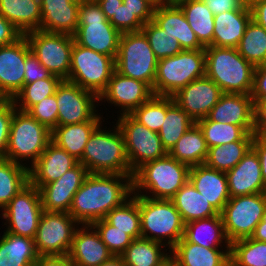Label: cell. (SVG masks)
Listing matches in <instances>:
<instances>
[{
  "label": "cell",
  "mask_w": 266,
  "mask_h": 266,
  "mask_svg": "<svg viewBox=\"0 0 266 266\" xmlns=\"http://www.w3.org/2000/svg\"><path fill=\"white\" fill-rule=\"evenodd\" d=\"M167 250L159 242L140 237L133 239L120 256L126 266H161L170 258V250Z\"/></svg>",
  "instance_id": "obj_35"
},
{
  "label": "cell",
  "mask_w": 266,
  "mask_h": 266,
  "mask_svg": "<svg viewBox=\"0 0 266 266\" xmlns=\"http://www.w3.org/2000/svg\"><path fill=\"white\" fill-rule=\"evenodd\" d=\"M214 15L222 12L241 10L246 7L244 0H202Z\"/></svg>",
  "instance_id": "obj_54"
},
{
  "label": "cell",
  "mask_w": 266,
  "mask_h": 266,
  "mask_svg": "<svg viewBox=\"0 0 266 266\" xmlns=\"http://www.w3.org/2000/svg\"><path fill=\"white\" fill-rule=\"evenodd\" d=\"M24 36L38 61L52 75L68 80L74 44L73 35L34 30Z\"/></svg>",
  "instance_id": "obj_11"
},
{
  "label": "cell",
  "mask_w": 266,
  "mask_h": 266,
  "mask_svg": "<svg viewBox=\"0 0 266 266\" xmlns=\"http://www.w3.org/2000/svg\"><path fill=\"white\" fill-rule=\"evenodd\" d=\"M61 81V78L51 74L48 78L24 84L23 88L12 99L16 109L27 112L33 105L55 94Z\"/></svg>",
  "instance_id": "obj_44"
},
{
  "label": "cell",
  "mask_w": 266,
  "mask_h": 266,
  "mask_svg": "<svg viewBox=\"0 0 266 266\" xmlns=\"http://www.w3.org/2000/svg\"><path fill=\"white\" fill-rule=\"evenodd\" d=\"M130 115L149 130L158 133L166 116V96L153 95Z\"/></svg>",
  "instance_id": "obj_47"
},
{
  "label": "cell",
  "mask_w": 266,
  "mask_h": 266,
  "mask_svg": "<svg viewBox=\"0 0 266 266\" xmlns=\"http://www.w3.org/2000/svg\"><path fill=\"white\" fill-rule=\"evenodd\" d=\"M31 53L23 35L15 43L0 46V98L13 99L24 86V66Z\"/></svg>",
  "instance_id": "obj_17"
},
{
  "label": "cell",
  "mask_w": 266,
  "mask_h": 266,
  "mask_svg": "<svg viewBox=\"0 0 266 266\" xmlns=\"http://www.w3.org/2000/svg\"><path fill=\"white\" fill-rule=\"evenodd\" d=\"M160 1L161 3H164V4H176L181 0H160Z\"/></svg>",
  "instance_id": "obj_66"
},
{
  "label": "cell",
  "mask_w": 266,
  "mask_h": 266,
  "mask_svg": "<svg viewBox=\"0 0 266 266\" xmlns=\"http://www.w3.org/2000/svg\"><path fill=\"white\" fill-rule=\"evenodd\" d=\"M34 266H74L68 255L39 256Z\"/></svg>",
  "instance_id": "obj_59"
},
{
  "label": "cell",
  "mask_w": 266,
  "mask_h": 266,
  "mask_svg": "<svg viewBox=\"0 0 266 266\" xmlns=\"http://www.w3.org/2000/svg\"><path fill=\"white\" fill-rule=\"evenodd\" d=\"M102 125L103 123L91 134L78 162L85 166L89 173L133 176L119 127L115 124L109 130L106 126L103 129Z\"/></svg>",
  "instance_id": "obj_3"
},
{
  "label": "cell",
  "mask_w": 266,
  "mask_h": 266,
  "mask_svg": "<svg viewBox=\"0 0 266 266\" xmlns=\"http://www.w3.org/2000/svg\"><path fill=\"white\" fill-rule=\"evenodd\" d=\"M250 96L252 99L266 97V64L255 67L253 87Z\"/></svg>",
  "instance_id": "obj_56"
},
{
  "label": "cell",
  "mask_w": 266,
  "mask_h": 266,
  "mask_svg": "<svg viewBox=\"0 0 266 266\" xmlns=\"http://www.w3.org/2000/svg\"><path fill=\"white\" fill-rule=\"evenodd\" d=\"M252 148L258 154L261 164L262 179L266 187V140L261 135H254Z\"/></svg>",
  "instance_id": "obj_58"
},
{
  "label": "cell",
  "mask_w": 266,
  "mask_h": 266,
  "mask_svg": "<svg viewBox=\"0 0 266 266\" xmlns=\"http://www.w3.org/2000/svg\"><path fill=\"white\" fill-rule=\"evenodd\" d=\"M252 20L266 30V1L254 4L251 8Z\"/></svg>",
  "instance_id": "obj_60"
},
{
  "label": "cell",
  "mask_w": 266,
  "mask_h": 266,
  "mask_svg": "<svg viewBox=\"0 0 266 266\" xmlns=\"http://www.w3.org/2000/svg\"><path fill=\"white\" fill-rule=\"evenodd\" d=\"M91 225L114 256H120L133 241L128 234L110 225L105 219L95 221Z\"/></svg>",
  "instance_id": "obj_48"
},
{
  "label": "cell",
  "mask_w": 266,
  "mask_h": 266,
  "mask_svg": "<svg viewBox=\"0 0 266 266\" xmlns=\"http://www.w3.org/2000/svg\"><path fill=\"white\" fill-rule=\"evenodd\" d=\"M176 5L183 11L189 26L204 46H213L214 14L202 0H181Z\"/></svg>",
  "instance_id": "obj_36"
},
{
  "label": "cell",
  "mask_w": 266,
  "mask_h": 266,
  "mask_svg": "<svg viewBox=\"0 0 266 266\" xmlns=\"http://www.w3.org/2000/svg\"><path fill=\"white\" fill-rule=\"evenodd\" d=\"M261 1H266V0H244L245 5L249 8H251L254 4L261 2Z\"/></svg>",
  "instance_id": "obj_64"
},
{
  "label": "cell",
  "mask_w": 266,
  "mask_h": 266,
  "mask_svg": "<svg viewBox=\"0 0 266 266\" xmlns=\"http://www.w3.org/2000/svg\"><path fill=\"white\" fill-rule=\"evenodd\" d=\"M38 258L34 239L6 231L0 236V266H34Z\"/></svg>",
  "instance_id": "obj_32"
},
{
  "label": "cell",
  "mask_w": 266,
  "mask_h": 266,
  "mask_svg": "<svg viewBox=\"0 0 266 266\" xmlns=\"http://www.w3.org/2000/svg\"><path fill=\"white\" fill-rule=\"evenodd\" d=\"M15 110L16 106L12 99L0 98V159L5 158L6 155L10 126Z\"/></svg>",
  "instance_id": "obj_50"
},
{
  "label": "cell",
  "mask_w": 266,
  "mask_h": 266,
  "mask_svg": "<svg viewBox=\"0 0 266 266\" xmlns=\"http://www.w3.org/2000/svg\"><path fill=\"white\" fill-rule=\"evenodd\" d=\"M161 266H177V265H176L175 261L170 257Z\"/></svg>",
  "instance_id": "obj_65"
},
{
  "label": "cell",
  "mask_w": 266,
  "mask_h": 266,
  "mask_svg": "<svg viewBox=\"0 0 266 266\" xmlns=\"http://www.w3.org/2000/svg\"><path fill=\"white\" fill-rule=\"evenodd\" d=\"M190 166L168 153L147 162L133 174V194L152 199L171 200L189 180Z\"/></svg>",
  "instance_id": "obj_2"
},
{
  "label": "cell",
  "mask_w": 266,
  "mask_h": 266,
  "mask_svg": "<svg viewBox=\"0 0 266 266\" xmlns=\"http://www.w3.org/2000/svg\"><path fill=\"white\" fill-rule=\"evenodd\" d=\"M71 2L77 3V4H81L84 3L85 0H70Z\"/></svg>",
  "instance_id": "obj_67"
},
{
  "label": "cell",
  "mask_w": 266,
  "mask_h": 266,
  "mask_svg": "<svg viewBox=\"0 0 266 266\" xmlns=\"http://www.w3.org/2000/svg\"><path fill=\"white\" fill-rule=\"evenodd\" d=\"M265 208L266 193L231 197L221 212L228 241L251 237Z\"/></svg>",
  "instance_id": "obj_12"
},
{
  "label": "cell",
  "mask_w": 266,
  "mask_h": 266,
  "mask_svg": "<svg viewBox=\"0 0 266 266\" xmlns=\"http://www.w3.org/2000/svg\"><path fill=\"white\" fill-rule=\"evenodd\" d=\"M230 266H266V242L251 237L233 241Z\"/></svg>",
  "instance_id": "obj_45"
},
{
  "label": "cell",
  "mask_w": 266,
  "mask_h": 266,
  "mask_svg": "<svg viewBox=\"0 0 266 266\" xmlns=\"http://www.w3.org/2000/svg\"><path fill=\"white\" fill-rule=\"evenodd\" d=\"M103 118V115L97 113L90 121L57 125L51 131V141L79 161L91 134L104 122Z\"/></svg>",
  "instance_id": "obj_29"
},
{
  "label": "cell",
  "mask_w": 266,
  "mask_h": 266,
  "mask_svg": "<svg viewBox=\"0 0 266 266\" xmlns=\"http://www.w3.org/2000/svg\"><path fill=\"white\" fill-rule=\"evenodd\" d=\"M39 30L73 35L78 27L79 5L70 0H40Z\"/></svg>",
  "instance_id": "obj_27"
},
{
  "label": "cell",
  "mask_w": 266,
  "mask_h": 266,
  "mask_svg": "<svg viewBox=\"0 0 266 266\" xmlns=\"http://www.w3.org/2000/svg\"><path fill=\"white\" fill-rule=\"evenodd\" d=\"M153 95V90L147 83L123 76L115 70L106 90L98 99L100 104L107 101L121 109L118 115H122L130 114Z\"/></svg>",
  "instance_id": "obj_18"
},
{
  "label": "cell",
  "mask_w": 266,
  "mask_h": 266,
  "mask_svg": "<svg viewBox=\"0 0 266 266\" xmlns=\"http://www.w3.org/2000/svg\"><path fill=\"white\" fill-rule=\"evenodd\" d=\"M226 175L230 197L266 193L260 160L252 147Z\"/></svg>",
  "instance_id": "obj_24"
},
{
  "label": "cell",
  "mask_w": 266,
  "mask_h": 266,
  "mask_svg": "<svg viewBox=\"0 0 266 266\" xmlns=\"http://www.w3.org/2000/svg\"><path fill=\"white\" fill-rule=\"evenodd\" d=\"M50 141L51 130L39 123L28 112L16 109L11 121L5 158L29 169Z\"/></svg>",
  "instance_id": "obj_6"
},
{
  "label": "cell",
  "mask_w": 266,
  "mask_h": 266,
  "mask_svg": "<svg viewBox=\"0 0 266 266\" xmlns=\"http://www.w3.org/2000/svg\"><path fill=\"white\" fill-rule=\"evenodd\" d=\"M78 160L50 141L38 160L29 168V182L37 189L62 177Z\"/></svg>",
  "instance_id": "obj_22"
},
{
  "label": "cell",
  "mask_w": 266,
  "mask_h": 266,
  "mask_svg": "<svg viewBox=\"0 0 266 266\" xmlns=\"http://www.w3.org/2000/svg\"><path fill=\"white\" fill-rule=\"evenodd\" d=\"M104 219L118 230L124 231L132 239L140 238L138 195L132 194L121 206L113 208Z\"/></svg>",
  "instance_id": "obj_43"
},
{
  "label": "cell",
  "mask_w": 266,
  "mask_h": 266,
  "mask_svg": "<svg viewBox=\"0 0 266 266\" xmlns=\"http://www.w3.org/2000/svg\"><path fill=\"white\" fill-rule=\"evenodd\" d=\"M111 24L120 33L141 31L144 24L137 18L124 3L118 7L110 20Z\"/></svg>",
  "instance_id": "obj_51"
},
{
  "label": "cell",
  "mask_w": 266,
  "mask_h": 266,
  "mask_svg": "<svg viewBox=\"0 0 266 266\" xmlns=\"http://www.w3.org/2000/svg\"><path fill=\"white\" fill-rule=\"evenodd\" d=\"M117 116L116 125L123 134L126 153L133 173L143 164L167 154L157 132L149 130L130 114Z\"/></svg>",
  "instance_id": "obj_13"
},
{
  "label": "cell",
  "mask_w": 266,
  "mask_h": 266,
  "mask_svg": "<svg viewBox=\"0 0 266 266\" xmlns=\"http://www.w3.org/2000/svg\"><path fill=\"white\" fill-rule=\"evenodd\" d=\"M196 124L202 130L208 148L234 141H253L255 135L247 133L241 126L211 121L207 117L199 119Z\"/></svg>",
  "instance_id": "obj_40"
},
{
  "label": "cell",
  "mask_w": 266,
  "mask_h": 266,
  "mask_svg": "<svg viewBox=\"0 0 266 266\" xmlns=\"http://www.w3.org/2000/svg\"><path fill=\"white\" fill-rule=\"evenodd\" d=\"M205 76V49L182 50L158 60L154 95L172 96L195 79Z\"/></svg>",
  "instance_id": "obj_8"
},
{
  "label": "cell",
  "mask_w": 266,
  "mask_h": 266,
  "mask_svg": "<svg viewBox=\"0 0 266 266\" xmlns=\"http://www.w3.org/2000/svg\"><path fill=\"white\" fill-rule=\"evenodd\" d=\"M195 123L194 119L182 110L171 96H166V116L158 134L167 153Z\"/></svg>",
  "instance_id": "obj_38"
},
{
  "label": "cell",
  "mask_w": 266,
  "mask_h": 266,
  "mask_svg": "<svg viewBox=\"0 0 266 266\" xmlns=\"http://www.w3.org/2000/svg\"><path fill=\"white\" fill-rule=\"evenodd\" d=\"M22 36V33L11 22L0 14V46L13 44Z\"/></svg>",
  "instance_id": "obj_55"
},
{
  "label": "cell",
  "mask_w": 266,
  "mask_h": 266,
  "mask_svg": "<svg viewBox=\"0 0 266 266\" xmlns=\"http://www.w3.org/2000/svg\"><path fill=\"white\" fill-rule=\"evenodd\" d=\"M158 59L142 31L121 33L115 70L123 76L147 83L152 89Z\"/></svg>",
  "instance_id": "obj_9"
},
{
  "label": "cell",
  "mask_w": 266,
  "mask_h": 266,
  "mask_svg": "<svg viewBox=\"0 0 266 266\" xmlns=\"http://www.w3.org/2000/svg\"><path fill=\"white\" fill-rule=\"evenodd\" d=\"M79 225L68 212L43 211L34 237L39 256L68 255Z\"/></svg>",
  "instance_id": "obj_15"
},
{
  "label": "cell",
  "mask_w": 266,
  "mask_h": 266,
  "mask_svg": "<svg viewBox=\"0 0 266 266\" xmlns=\"http://www.w3.org/2000/svg\"><path fill=\"white\" fill-rule=\"evenodd\" d=\"M189 181L209 201L218 213L231 198L226 172L207 167L205 164L190 167Z\"/></svg>",
  "instance_id": "obj_25"
},
{
  "label": "cell",
  "mask_w": 266,
  "mask_h": 266,
  "mask_svg": "<svg viewBox=\"0 0 266 266\" xmlns=\"http://www.w3.org/2000/svg\"><path fill=\"white\" fill-rule=\"evenodd\" d=\"M88 175L86 167L78 162L58 180L43 185L39 189L43 211L69 213L74 195Z\"/></svg>",
  "instance_id": "obj_20"
},
{
  "label": "cell",
  "mask_w": 266,
  "mask_h": 266,
  "mask_svg": "<svg viewBox=\"0 0 266 266\" xmlns=\"http://www.w3.org/2000/svg\"><path fill=\"white\" fill-rule=\"evenodd\" d=\"M133 176L89 173L73 198L69 214L80 224L104 219L133 194Z\"/></svg>",
  "instance_id": "obj_1"
},
{
  "label": "cell",
  "mask_w": 266,
  "mask_h": 266,
  "mask_svg": "<svg viewBox=\"0 0 266 266\" xmlns=\"http://www.w3.org/2000/svg\"><path fill=\"white\" fill-rule=\"evenodd\" d=\"M153 21L166 33L176 38L183 50L205 48L189 26L183 11L176 4L158 3L154 9Z\"/></svg>",
  "instance_id": "obj_26"
},
{
  "label": "cell",
  "mask_w": 266,
  "mask_h": 266,
  "mask_svg": "<svg viewBox=\"0 0 266 266\" xmlns=\"http://www.w3.org/2000/svg\"><path fill=\"white\" fill-rule=\"evenodd\" d=\"M177 266H230V248H205L184 237L170 250Z\"/></svg>",
  "instance_id": "obj_28"
},
{
  "label": "cell",
  "mask_w": 266,
  "mask_h": 266,
  "mask_svg": "<svg viewBox=\"0 0 266 266\" xmlns=\"http://www.w3.org/2000/svg\"><path fill=\"white\" fill-rule=\"evenodd\" d=\"M254 102V131L255 135H261L266 130V97L253 99Z\"/></svg>",
  "instance_id": "obj_57"
},
{
  "label": "cell",
  "mask_w": 266,
  "mask_h": 266,
  "mask_svg": "<svg viewBox=\"0 0 266 266\" xmlns=\"http://www.w3.org/2000/svg\"><path fill=\"white\" fill-rule=\"evenodd\" d=\"M254 102L250 95L223 93L207 118L211 121L241 126L247 133L254 131Z\"/></svg>",
  "instance_id": "obj_21"
},
{
  "label": "cell",
  "mask_w": 266,
  "mask_h": 266,
  "mask_svg": "<svg viewBox=\"0 0 266 266\" xmlns=\"http://www.w3.org/2000/svg\"><path fill=\"white\" fill-rule=\"evenodd\" d=\"M183 237L205 248H230L231 245L225 235L221 213L186 223Z\"/></svg>",
  "instance_id": "obj_31"
},
{
  "label": "cell",
  "mask_w": 266,
  "mask_h": 266,
  "mask_svg": "<svg viewBox=\"0 0 266 266\" xmlns=\"http://www.w3.org/2000/svg\"><path fill=\"white\" fill-rule=\"evenodd\" d=\"M141 31L147 37L149 45L158 60L175 56L183 50L178 40L166 33L153 20L144 24Z\"/></svg>",
  "instance_id": "obj_46"
},
{
  "label": "cell",
  "mask_w": 266,
  "mask_h": 266,
  "mask_svg": "<svg viewBox=\"0 0 266 266\" xmlns=\"http://www.w3.org/2000/svg\"><path fill=\"white\" fill-rule=\"evenodd\" d=\"M208 146L200 127L195 123L168 152L177 161L195 166L205 163Z\"/></svg>",
  "instance_id": "obj_37"
},
{
  "label": "cell",
  "mask_w": 266,
  "mask_h": 266,
  "mask_svg": "<svg viewBox=\"0 0 266 266\" xmlns=\"http://www.w3.org/2000/svg\"><path fill=\"white\" fill-rule=\"evenodd\" d=\"M205 75L223 93L250 95L255 67L245 60L237 48L206 46Z\"/></svg>",
  "instance_id": "obj_4"
},
{
  "label": "cell",
  "mask_w": 266,
  "mask_h": 266,
  "mask_svg": "<svg viewBox=\"0 0 266 266\" xmlns=\"http://www.w3.org/2000/svg\"><path fill=\"white\" fill-rule=\"evenodd\" d=\"M0 14L22 35L39 30L42 20L40 0H0Z\"/></svg>",
  "instance_id": "obj_33"
},
{
  "label": "cell",
  "mask_w": 266,
  "mask_h": 266,
  "mask_svg": "<svg viewBox=\"0 0 266 266\" xmlns=\"http://www.w3.org/2000/svg\"><path fill=\"white\" fill-rule=\"evenodd\" d=\"M27 112L39 123L45 125L52 131L57 126L58 107L56 95L53 94L44 98L33 105Z\"/></svg>",
  "instance_id": "obj_49"
},
{
  "label": "cell",
  "mask_w": 266,
  "mask_h": 266,
  "mask_svg": "<svg viewBox=\"0 0 266 266\" xmlns=\"http://www.w3.org/2000/svg\"><path fill=\"white\" fill-rule=\"evenodd\" d=\"M55 95L58 107L57 125L90 121L98 113V97L73 82L62 80Z\"/></svg>",
  "instance_id": "obj_16"
},
{
  "label": "cell",
  "mask_w": 266,
  "mask_h": 266,
  "mask_svg": "<svg viewBox=\"0 0 266 266\" xmlns=\"http://www.w3.org/2000/svg\"><path fill=\"white\" fill-rule=\"evenodd\" d=\"M252 239L266 242V208L264 210L262 220L257 224Z\"/></svg>",
  "instance_id": "obj_62"
},
{
  "label": "cell",
  "mask_w": 266,
  "mask_h": 266,
  "mask_svg": "<svg viewBox=\"0 0 266 266\" xmlns=\"http://www.w3.org/2000/svg\"><path fill=\"white\" fill-rule=\"evenodd\" d=\"M251 19V10L247 6L214 15L213 46L237 48Z\"/></svg>",
  "instance_id": "obj_30"
},
{
  "label": "cell",
  "mask_w": 266,
  "mask_h": 266,
  "mask_svg": "<svg viewBox=\"0 0 266 266\" xmlns=\"http://www.w3.org/2000/svg\"><path fill=\"white\" fill-rule=\"evenodd\" d=\"M141 237L171 250L184 236L185 224L171 200L138 195Z\"/></svg>",
  "instance_id": "obj_5"
},
{
  "label": "cell",
  "mask_w": 266,
  "mask_h": 266,
  "mask_svg": "<svg viewBox=\"0 0 266 266\" xmlns=\"http://www.w3.org/2000/svg\"><path fill=\"white\" fill-rule=\"evenodd\" d=\"M81 226V227H80ZM68 256L74 266H100L114 256L91 225H79Z\"/></svg>",
  "instance_id": "obj_23"
},
{
  "label": "cell",
  "mask_w": 266,
  "mask_h": 266,
  "mask_svg": "<svg viewBox=\"0 0 266 266\" xmlns=\"http://www.w3.org/2000/svg\"><path fill=\"white\" fill-rule=\"evenodd\" d=\"M171 201L179 211L184 224L219 214L189 180L171 198Z\"/></svg>",
  "instance_id": "obj_34"
},
{
  "label": "cell",
  "mask_w": 266,
  "mask_h": 266,
  "mask_svg": "<svg viewBox=\"0 0 266 266\" xmlns=\"http://www.w3.org/2000/svg\"><path fill=\"white\" fill-rule=\"evenodd\" d=\"M24 70V84L45 79L51 75L32 52L26 57Z\"/></svg>",
  "instance_id": "obj_53"
},
{
  "label": "cell",
  "mask_w": 266,
  "mask_h": 266,
  "mask_svg": "<svg viewBox=\"0 0 266 266\" xmlns=\"http://www.w3.org/2000/svg\"><path fill=\"white\" fill-rule=\"evenodd\" d=\"M29 183V169L6 158L0 159V209Z\"/></svg>",
  "instance_id": "obj_39"
},
{
  "label": "cell",
  "mask_w": 266,
  "mask_h": 266,
  "mask_svg": "<svg viewBox=\"0 0 266 266\" xmlns=\"http://www.w3.org/2000/svg\"><path fill=\"white\" fill-rule=\"evenodd\" d=\"M0 211L6 232L34 239L43 212L39 189L29 182Z\"/></svg>",
  "instance_id": "obj_14"
},
{
  "label": "cell",
  "mask_w": 266,
  "mask_h": 266,
  "mask_svg": "<svg viewBox=\"0 0 266 266\" xmlns=\"http://www.w3.org/2000/svg\"><path fill=\"white\" fill-rule=\"evenodd\" d=\"M123 3L137 16L143 23L153 20L155 6L161 3L160 0H123Z\"/></svg>",
  "instance_id": "obj_52"
},
{
  "label": "cell",
  "mask_w": 266,
  "mask_h": 266,
  "mask_svg": "<svg viewBox=\"0 0 266 266\" xmlns=\"http://www.w3.org/2000/svg\"><path fill=\"white\" fill-rule=\"evenodd\" d=\"M222 94L220 87L205 75L190 82L171 97L196 122L208 116Z\"/></svg>",
  "instance_id": "obj_19"
},
{
  "label": "cell",
  "mask_w": 266,
  "mask_h": 266,
  "mask_svg": "<svg viewBox=\"0 0 266 266\" xmlns=\"http://www.w3.org/2000/svg\"><path fill=\"white\" fill-rule=\"evenodd\" d=\"M100 266H126L121 256H112L108 261Z\"/></svg>",
  "instance_id": "obj_63"
},
{
  "label": "cell",
  "mask_w": 266,
  "mask_h": 266,
  "mask_svg": "<svg viewBox=\"0 0 266 266\" xmlns=\"http://www.w3.org/2000/svg\"><path fill=\"white\" fill-rule=\"evenodd\" d=\"M120 36L96 1L79 5L78 27L73 34L75 43L116 59Z\"/></svg>",
  "instance_id": "obj_7"
},
{
  "label": "cell",
  "mask_w": 266,
  "mask_h": 266,
  "mask_svg": "<svg viewBox=\"0 0 266 266\" xmlns=\"http://www.w3.org/2000/svg\"><path fill=\"white\" fill-rule=\"evenodd\" d=\"M115 71V58L74 42L68 81L94 93L98 98L106 90Z\"/></svg>",
  "instance_id": "obj_10"
},
{
  "label": "cell",
  "mask_w": 266,
  "mask_h": 266,
  "mask_svg": "<svg viewBox=\"0 0 266 266\" xmlns=\"http://www.w3.org/2000/svg\"><path fill=\"white\" fill-rule=\"evenodd\" d=\"M237 51L254 67L266 64V30L251 19Z\"/></svg>",
  "instance_id": "obj_41"
},
{
  "label": "cell",
  "mask_w": 266,
  "mask_h": 266,
  "mask_svg": "<svg viewBox=\"0 0 266 266\" xmlns=\"http://www.w3.org/2000/svg\"><path fill=\"white\" fill-rule=\"evenodd\" d=\"M261 136L266 140V130L261 134Z\"/></svg>",
  "instance_id": "obj_68"
},
{
  "label": "cell",
  "mask_w": 266,
  "mask_h": 266,
  "mask_svg": "<svg viewBox=\"0 0 266 266\" xmlns=\"http://www.w3.org/2000/svg\"><path fill=\"white\" fill-rule=\"evenodd\" d=\"M252 147V141H234L208 149L205 165L218 171L227 172L234 168Z\"/></svg>",
  "instance_id": "obj_42"
},
{
  "label": "cell",
  "mask_w": 266,
  "mask_h": 266,
  "mask_svg": "<svg viewBox=\"0 0 266 266\" xmlns=\"http://www.w3.org/2000/svg\"><path fill=\"white\" fill-rule=\"evenodd\" d=\"M96 2L101 7L106 19L110 21L118 7L123 3V0H96Z\"/></svg>",
  "instance_id": "obj_61"
}]
</instances>
